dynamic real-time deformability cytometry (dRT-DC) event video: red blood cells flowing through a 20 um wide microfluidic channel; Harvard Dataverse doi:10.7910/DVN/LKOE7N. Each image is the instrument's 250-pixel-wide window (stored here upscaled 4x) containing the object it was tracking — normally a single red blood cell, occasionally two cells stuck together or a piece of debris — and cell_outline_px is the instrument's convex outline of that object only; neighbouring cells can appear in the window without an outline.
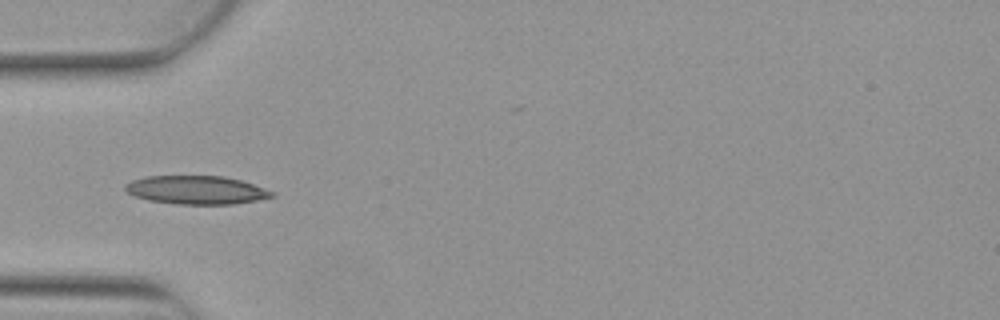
{"species": "Egyptian fruit bat (a non-hibernating species)", "species_latin": "Rousettus aegyptiacus", "temperature_condition": "warm", "stored_images_in_passage": 1, "camera_frame_rate_fps": 3000, "um_per_image_px": 0.085, "animal": {"sex": "female"}, "frame": {"image": 1, "passage_image": 1, "time_ms": 0.0, "image_size_px": [1000, 320], "cell_outline_px": [[276, 196], [256, 200], [232, 204], [176, 204], [148, 200], [136, 196], [128, 192], [124, 188], [124, 184], [132, 180], [144, 176], [224, 176], [240, 180], [276, 192]], "centroid_in_image_um": [16.69, 16.14], "position_along_channel_um": 68.3, "area_um2": 24.28}}